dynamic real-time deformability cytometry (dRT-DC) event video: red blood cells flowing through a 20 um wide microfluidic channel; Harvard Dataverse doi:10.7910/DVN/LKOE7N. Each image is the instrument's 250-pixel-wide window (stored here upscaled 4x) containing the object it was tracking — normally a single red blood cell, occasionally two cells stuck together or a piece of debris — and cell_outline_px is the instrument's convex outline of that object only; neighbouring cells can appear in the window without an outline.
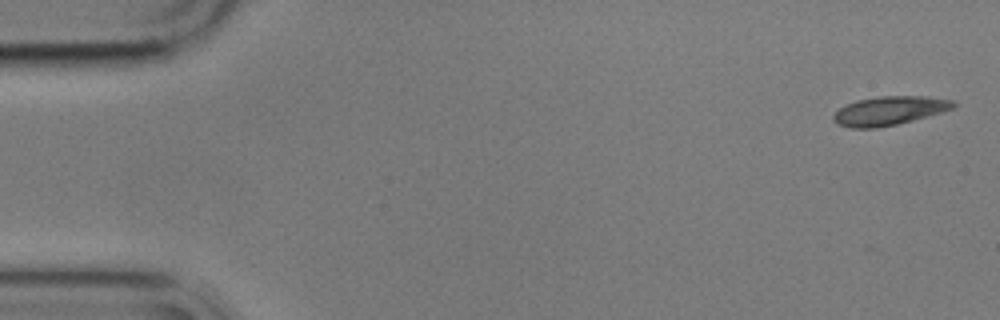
{"species": "common noctule bat (a hibernating species)", "species_latin": "Nyctalus noctula", "temperature_condition": "cold", "stored_images_in_passage": 9, "camera_frame_rate_fps": 3000, "um_per_image_px": 0.085, "animal": {"sex": "male", "body_mass_g": 17.9}, "frame": {"image": 1, "passage_image": 1, "time_ms": 0.0, "image_size_px": [1000, 320], "cell_outline_px": [[956, 104], [952, 108], [940, 112], [912, 120], [896, 124], [876, 128], [852, 128], [836, 124], [832, 120], [832, 116], [840, 108], [856, 100], [880, 96], [928, 96], [956, 100]], "centroid_in_image_um": [75.58, 9.4], "position_along_channel_um": 9.4, "area_um2": 20.06}}